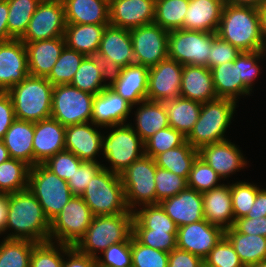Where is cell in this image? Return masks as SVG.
Listing matches in <instances>:
<instances>
[{"instance_id":"1","label":"cell","mask_w":266,"mask_h":267,"mask_svg":"<svg viewBox=\"0 0 266 267\" xmlns=\"http://www.w3.org/2000/svg\"><path fill=\"white\" fill-rule=\"evenodd\" d=\"M8 229L12 232L7 239L49 241L50 221L29 189L8 194V219L2 234Z\"/></svg>"},{"instance_id":"2","label":"cell","mask_w":266,"mask_h":267,"mask_svg":"<svg viewBox=\"0 0 266 267\" xmlns=\"http://www.w3.org/2000/svg\"><path fill=\"white\" fill-rule=\"evenodd\" d=\"M216 34L240 51H261L264 40L259 9L224 3Z\"/></svg>"},{"instance_id":"3","label":"cell","mask_w":266,"mask_h":267,"mask_svg":"<svg viewBox=\"0 0 266 267\" xmlns=\"http://www.w3.org/2000/svg\"><path fill=\"white\" fill-rule=\"evenodd\" d=\"M133 219V213L94 216L85 235L74 247L83 254L98 258L109 245L131 241Z\"/></svg>"},{"instance_id":"4","label":"cell","mask_w":266,"mask_h":267,"mask_svg":"<svg viewBox=\"0 0 266 267\" xmlns=\"http://www.w3.org/2000/svg\"><path fill=\"white\" fill-rule=\"evenodd\" d=\"M53 87L46 77L31 75L11 87L7 93L13 102L15 118L30 122L50 118Z\"/></svg>"},{"instance_id":"5","label":"cell","mask_w":266,"mask_h":267,"mask_svg":"<svg viewBox=\"0 0 266 267\" xmlns=\"http://www.w3.org/2000/svg\"><path fill=\"white\" fill-rule=\"evenodd\" d=\"M237 102L228 98H217L202 104L199 117L186 141L195 149L227 140L224 134L233 119Z\"/></svg>"},{"instance_id":"6","label":"cell","mask_w":266,"mask_h":267,"mask_svg":"<svg viewBox=\"0 0 266 267\" xmlns=\"http://www.w3.org/2000/svg\"><path fill=\"white\" fill-rule=\"evenodd\" d=\"M94 216L133 213L129 210L121 176L102 168L81 196Z\"/></svg>"},{"instance_id":"7","label":"cell","mask_w":266,"mask_h":267,"mask_svg":"<svg viewBox=\"0 0 266 267\" xmlns=\"http://www.w3.org/2000/svg\"><path fill=\"white\" fill-rule=\"evenodd\" d=\"M112 129L102 138V155L111 166L103 168L121 174L144 153V142L135 132L132 123L108 127ZM116 128V129H115Z\"/></svg>"},{"instance_id":"8","label":"cell","mask_w":266,"mask_h":267,"mask_svg":"<svg viewBox=\"0 0 266 267\" xmlns=\"http://www.w3.org/2000/svg\"><path fill=\"white\" fill-rule=\"evenodd\" d=\"M28 189L39 201L44 214L51 222L73 196L68 182L59 178L44 164L29 169Z\"/></svg>"},{"instance_id":"9","label":"cell","mask_w":266,"mask_h":267,"mask_svg":"<svg viewBox=\"0 0 266 267\" xmlns=\"http://www.w3.org/2000/svg\"><path fill=\"white\" fill-rule=\"evenodd\" d=\"M156 167L154 159L144 154L120 174L130 211L156 204Z\"/></svg>"},{"instance_id":"10","label":"cell","mask_w":266,"mask_h":267,"mask_svg":"<svg viewBox=\"0 0 266 267\" xmlns=\"http://www.w3.org/2000/svg\"><path fill=\"white\" fill-rule=\"evenodd\" d=\"M93 217L83 198L72 196L62 211L50 222L49 241L75 246L85 235Z\"/></svg>"},{"instance_id":"11","label":"cell","mask_w":266,"mask_h":267,"mask_svg":"<svg viewBox=\"0 0 266 267\" xmlns=\"http://www.w3.org/2000/svg\"><path fill=\"white\" fill-rule=\"evenodd\" d=\"M94 96L70 84L55 85L51 117L64 126L91 122Z\"/></svg>"},{"instance_id":"12","label":"cell","mask_w":266,"mask_h":267,"mask_svg":"<svg viewBox=\"0 0 266 267\" xmlns=\"http://www.w3.org/2000/svg\"><path fill=\"white\" fill-rule=\"evenodd\" d=\"M216 33L177 29L169 31L168 57L181 65L208 67V57Z\"/></svg>"},{"instance_id":"13","label":"cell","mask_w":266,"mask_h":267,"mask_svg":"<svg viewBox=\"0 0 266 267\" xmlns=\"http://www.w3.org/2000/svg\"><path fill=\"white\" fill-rule=\"evenodd\" d=\"M135 64L157 65L168 57L169 31L155 23L130 30Z\"/></svg>"},{"instance_id":"14","label":"cell","mask_w":266,"mask_h":267,"mask_svg":"<svg viewBox=\"0 0 266 267\" xmlns=\"http://www.w3.org/2000/svg\"><path fill=\"white\" fill-rule=\"evenodd\" d=\"M65 28L66 21L62 0H42L20 40L22 42H35L64 37Z\"/></svg>"},{"instance_id":"15","label":"cell","mask_w":266,"mask_h":267,"mask_svg":"<svg viewBox=\"0 0 266 267\" xmlns=\"http://www.w3.org/2000/svg\"><path fill=\"white\" fill-rule=\"evenodd\" d=\"M96 56L109 73L135 64L130 30L107 25Z\"/></svg>"},{"instance_id":"16","label":"cell","mask_w":266,"mask_h":267,"mask_svg":"<svg viewBox=\"0 0 266 267\" xmlns=\"http://www.w3.org/2000/svg\"><path fill=\"white\" fill-rule=\"evenodd\" d=\"M183 65L167 57L149 68L147 100L165 102L181 97Z\"/></svg>"},{"instance_id":"17","label":"cell","mask_w":266,"mask_h":267,"mask_svg":"<svg viewBox=\"0 0 266 267\" xmlns=\"http://www.w3.org/2000/svg\"><path fill=\"white\" fill-rule=\"evenodd\" d=\"M224 230L205 219L178 228L177 248L193 253L201 259L216 246L224 236Z\"/></svg>"},{"instance_id":"18","label":"cell","mask_w":266,"mask_h":267,"mask_svg":"<svg viewBox=\"0 0 266 267\" xmlns=\"http://www.w3.org/2000/svg\"><path fill=\"white\" fill-rule=\"evenodd\" d=\"M148 74L147 66L129 65L109 74V87L133 109L138 103L147 100Z\"/></svg>"},{"instance_id":"19","label":"cell","mask_w":266,"mask_h":267,"mask_svg":"<svg viewBox=\"0 0 266 267\" xmlns=\"http://www.w3.org/2000/svg\"><path fill=\"white\" fill-rule=\"evenodd\" d=\"M25 44L20 39L0 43V92H7L29 76Z\"/></svg>"},{"instance_id":"20","label":"cell","mask_w":266,"mask_h":267,"mask_svg":"<svg viewBox=\"0 0 266 267\" xmlns=\"http://www.w3.org/2000/svg\"><path fill=\"white\" fill-rule=\"evenodd\" d=\"M154 19L155 0H109L110 25L131 30Z\"/></svg>"},{"instance_id":"21","label":"cell","mask_w":266,"mask_h":267,"mask_svg":"<svg viewBox=\"0 0 266 267\" xmlns=\"http://www.w3.org/2000/svg\"><path fill=\"white\" fill-rule=\"evenodd\" d=\"M198 156L213 168L222 180L247 165L239 147L228 139L202 146L198 150Z\"/></svg>"},{"instance_id":"22","label":"cell","mask_w":266,"mask_h":267,"mask_svg":"<svg viewBox=\"0 0 266 267\" xmlns=\"http://www.w3.org/2000/svg\"><path fill=\"white\" fill-rule=\"evenodd\" d=\"M96 127L100 126L93 122L66 126L65 150L72 152L82 161L98 162L96 156L102 152L104 134Z\"/></svg>"},{"instance_id":"23","label":"cell","mask_w":266,"mask_h":267,"mask_svg":"<svg viewBox=\"0 0 266 267\" xmlns=\"http://www.w3.org/2000/svg\"><path fill=\"white\" fill-rule=\"evenodd\" d=\"M132 106L109 86L93 99L91 122L102 127L126 124Z\"/></svg>"},{"instance_id":"24","label":"cell","mask_w":266,"mask_h":267,"mask_svg":"<svg viewBox=\"0 0 266 267\" xmlns=\"http://www.w3.org/2000/svg\"><path fill=\"white\" fill-rule=\"evenodd\" d=\"M65 130L66 126L52 117L34 122V166L65 150Z\"/></svg>"},{"instance_id":"25","label":"cell","mask_w":266,"mask_h":267,"mask_svg":"<svg viewBox=\"0 0 266 267\" xmlns=\"http://www.w3.org/2000/svg\"><path fill=\"white\" fill-rule=\"evenodd\" d=\"M159 204L178 228L204 219L202 193L189 187Z\"/></svg>"},{"instance_id":"26","label":"cell","mask_w":266,"mask_h":267,"mask_svg":"<svg viewBox=\"0 0 266 267\" xmlns=\"http://www.w3.org/2000/svg\"><path fill=\"white\" fill-rule=\"evenodd\" d=\"M23 43L27 52L29 74L35 77H47L65 47L64 37Z\"/></svg>"},{"instance_id":"27","label":"cell","mask_w":266,"mask_h":267,"mask_svg":"<svg viewBox=\"0 0 266 267\" xmlns=\"http://www.w3.org/2000/svg\"><path fill=\"white\" fill-rule=\"evenodd\" d=\"M204 219L224 231L234 225L230 185L223 184L202 193Z\"/></svg>"},{"instance_id":"28","label":"cell","mask_w":266,"mask_h":267,"mask_svg":"<svg viewBox=\"0 0 266 267\" xmlns=\"http://www.w3.org/2000/svg\"><path fill=\"white\" fill-rule=\"evenodd\" d=\"M181 97L202 104L217 99L211 70L205 66L184 65Z\"/></svg>"},{"instance_id":"29","label":"cell","mask_w":266,"mask_h":267,"mask_svg":"<svg viewBox=\"0 0 266 267\" xmlns=\"http://www.w3.org/2000/svg\"><path fill=\"white\" fill-rule=\"evenodd\" d=\"M224 0H189L183 29L216 33Z\"/></svg>"},{"instance_id":"30","label":"cell","mask_w":266,"mask_h":267,"mask_svg":"<svg viewBox=\"0 0 266 267\" xmlns=\"http://www.w3.org/2000/svg\"><path fill=\"white\" fill-rule=\"evenodd\" d=\"M34 122L16 119L2 138L10 158L24 161L34 166Z\"/></svg>"},{"instance_id":"31","label":"cell","mask_w":266,"mask_h":267,"mask_svg":"<svg viewBox=\"0 0 266 267\" xmlns=\"http://www.w3.org/2000/svg\"><path fill=\"white\" fill-rule=\"evenodd\" d=\"M66 24H110L109 0H62Z\"/></svg>"},{"instance_id":"32","label":"cell","mask_w":266,"mask_h":267,"mask_svg":"<svg viewBox=\"0 0 266 267\" xmlns=\"http://www.w3.org/2000/svg\"><path fill=\"white\" fill-rule=\"evenodd\" d=\"M107 25L109 24H66L65 45L85 56H96Z\"/></svg>"},{"instance_id":"33","label":"cell","mask_w":266,"mask_h":267,"mask_svg":"<svg viewBox=\"0 0 266 267\" xmlns=\"http://www.w3.org/2000/svg\"><path fill=\"white\" fill-rule=\"evenodd\" d=\"M135 111V126L133 129L145 142L159 130L169 127L168 115L164 102L145 100L138 103Z\"/></svg>"},{"instance_id":"34","label":"cell","mask_w":266,"mask_h":267,"mask_svg":"<svg viewBox=\"0 0 266 267\" xmlns=\"http://www.w3.org/2000/svg\"><path fill=\"white\" fill-rule=\"evenodd\" d=\"M109 74L97 56H86L74 74L70 85L96 95L109 86V83H106L109 81Z\"/></svg>"},{"instance_id":"35","label":"cell","mask_w":266,"mask_h":267,"mask_svg":"<svg viewBox=\"0 0 266 267\" xmlns=\"http://www.w3.org/2000/svg\"><path fill=\"white\" fill-rule=\"evenodd\" d=\"M224 236L230 241L244 267L266 260V237L242 234L233 226L225 230Z\"/></svg>"},{"instance_id":"36","label":"cell","mask_w":266,"mask_h":267,"mask_svg":"<svg viewBox=\"0 0 266 267\" xmlns=\"http://www.w3.org/2000/svg\"><path fill=\"white\" fill-rule=\"evenodd\" d=\"M164 105L168 115L169 126L186 137L198 120L202 103L177 97L165 101Z\"/></svg>"},{"instance_id":"37","label":"cell","mask_w":266,"mask_h":267,"mask_svg":"<svg viewBox=\"0 0 266 267\" xmlns=\"http://www.w3.org/2000/svg\"><path fill=\"white\" fill-rule=\"evenodd\" d=\"M211 73L218 98H228L237 102L239 96L251 94V90L242 81H238L235 60L213 67Z\"/></svg>"},{"instance_id":"38","label":"cell","mask_w":266,"mask_h":267,"mask_svg":"<svg viewBox=\"0 0 266 267\" xmlns=\"http://www.w3.org/2000/svg\"><path fill=\"white\" fill-rule=\"evenodd\" d=\"M197 156L198 150L185 141L182 145L157 155L154 161L157 167L188 179L192 164Z\"/></svg>"},{"instance_id":"39","label":"cell","mask_w":266,"mask_h":267,"mask_svg":"<svg viewBox=\"0 0 266 267\" xmlns=\"http://www.w3.org/2000/svg\"><path fill=\"white\" fill-rule=\"evenodd\" d=\"M133 229H151L160 232H177L175 222L165 213L161 205H144L133 211Z\"/></svg>"},{"instance_id":"40","label":"cell","mask_w":266,"mask_h":267,"mask_svg":"<svg viewBox=\"0 0 266 267\" xmlns=\"http://www.w3.org/2000/svg\"><path fill=\"white\" fill-rule=\"evenodd\" d=\"M30 166L22 160L9 158L0 164V194L28 189Z\"/></svg>"},{"instance_id":"41","label":"cell","mask_w":266,"mask_h":267,"mask_svg":"<svg viewBox=\"0 0 266 267\" xmlns=\"http://www.w3.org/2000/svg\"><path fill=\"white\" fill-rule=\"evenodd\" d=\"M189 0H155L154 23L167 31L183 29Z\"/></svg>"},{"instance_id":"42","label":"cell","mask_w":266,"mask_h":267,"mask_svg":"<svg viewBox=\"0 0 266 267\" xmlns=\"http://www.w3.org/2000/svg\"><path fill=\"white\" fill-rule=\"evenodd\" d=\"M42 0H7L9 6L8 32L14 39H20L26 32L29 21Z\"/></svg>"},{"instance_id":"43","label":"cell","mask_w":266,"mask_h":267,"mask_svg":"<svg viewBox=\"0 0 266 267\" xmlns=\"http://www.w3.org/2000/svg\"><path fill=\"white\" fill-rule=\"evenodd\" d=\"M35 242L3 238L0 243V267H30Z\"/></svg>"},{"instance_id":"44","label":"cell","mask_w":266,"mask_h":267,"mask_svg":"<svg viewBox=\"0 0 266 267\" xmlns=\"http://www.w3.org/2000/svg\"><path fill=\"white\" fill-rule=\"evenodd\" d=\"M86 56L65 45L50 74L46 77L53 85L70 84Z\"/></svg>"},{"instance_id":"45","label":"cell","mask_w":266,"mask_h":267,"mask_svg":"<svg viewBox=\"0 0 266 267\" xmlns=\"http://www.w3.org/2000/svg\"><path fill=\"white\" fill-rule=\"evenodd\" d=\"M70 247L52 241L36 243L33 246L30 267H62L65 252Z\"/></svg>"},{"instance_id":"46","label":"cell","mask_w":266,"mask_h":267,"mask_svg":"<svg viewBox=\"0 0 266 267\" xmlns=\"http://www.w3.org/2000/svg\"><path fill=\"white\" fill-rule=\"evenodd\" d=\"M222 178L199 156L194 160L187 179L189 188L204 193L222 184L218 182Z\"/></svg>"},{"instance_id":"47","label":"cell","mask_w":266,"mask_h":267,"mask_svg":"<svg viewBox=\"0 0 266 267\" xmlns=\"http://www.w3.org/2000/svg\"><path fill=\"white\" fill-rule=\"evenodd\" d=\"M186 141V137L172 127L159 130L144 142V153L153 159L167 150L176 148Z\"/></svg>"},{"instance_id":"48","label":"cell","mask_w":266,"mask_h":267,"mask_svg":"<svg viewBox=\"0 0 266 267\" xmlns=\"http://www.w3.org/2000/svg\"><path fill=\"white\" fill-rule=\"evenodd\" d=\"M260 188L250 182L230 184L234 220L246 217L250 212Z\"/></svg>"},{"instance_id":"49","label":"cell","mask_w":266,"mask_h":267,"mask_svg":"<svg viewBox=\"0 0 266 267\" xmlns=\"http://www.w3.org/2000/svg\"><path fill=\"white\" fill-rule=\"evenodd\" d=\"M132 267H168L169 253L153 249L131 237Z\"/></svg>"},{"instance_id":"50","label":"cell","mask_w":266,"mask_h":267,"mask_svg":"<svg viewBox=\"0 0 266 267\" xmlns=\"http://www.w3.org/2000/svg\"><path fill=\"white\" fill-rule=\"evenodd\" d=\"M155 186L156 204L188 187L186 178L159 167H156Z\"/></svg>"},{"instance_id":"51","label":"cell","mask_w":266,"mask_h":267,"mask_svg":"<svg viewBox=\"0 0 266 267\" xmlns=\"http://www.w3.org/2000/svg\"><path fill=\"white\" fill-rule=\"evenodd\" d=\"M263 51H241L235 59V66H237L238 81H242L252 92L253 82L258 78L260 73V66L258 65L260 59H263Z\"/></svg>"},{"instance_id":"52","label":"cell","mask_w":266,"mask_h":267,"mask_svg":"<svg viewBox=\"0 0 266 267\" xmlns=\"http://www.w3.org/2000/svg\"><path fill=\"white\" fill-rule=\"evenodd\" d=\"M204 267H244L230 241L223 236L204 258Z\"/></svg>"},{"instance_id":"53","label":"cell","mask_w":266,"mask_h":267,"mask_svg":"<svg viewBox=\"0 0 266 267\" xmlns=\"http://www.w3.org/2000/svg\"><path fill=\"white\" fill-rule=\"evenodd\" d=\"M140 243L153 249L170 253L177 247V232H160L151 229H133L132 234Z\"/></svg>"},{"instance_id":"54","label":"cell","mask_w":266,"mask_h":267,"mask_svg":"<svg viewBox=\"0 0 266 267\" xmlns=\"http://www.w3.org/2000/svg\"><path fill=\"white\" fill-rule=\"evenodd\" d=\"M98 256V267H132L131 241L111 244Z\"/></svg>"},{"instance_id":"55","label":"cell","mask_w":266,"mask_h":267,"mask_svg":"<svg viewBox=\"0 0 266 267\" xmlns=\"http://www.w3.org/2000/svg\"><path fill=\"white\" fill-rule=\"evenodd\" d=\"M82 162L83 161L72 152L63 150L50 157L43 164L59 178L68 181Z\"/></svg>"},{"instance_id":"56","label":"cell","mask_w":266,"mask_h":267,"mask_svg":"<svg viewBox=\"0 0 266 267\" xmlns=\"http://www.w3.org/2000/svg\"><path fill=\"white\" fill-rule=\"evenodd\" d=\"M103 168L99 162L83 161L67 181L73 196H82L92 178Z\"/></svg>"},{"instance_id":"57","label":"cell","mask_w":266,"mask_h":267,"mask_svg":"<svg viewBox=\"0 0 266 267\" xmlns=\"http://www.w3.org/2000/svg\"><path fill=\"white\" fill-rule=\"evenodd\" d=\"M240 53L238 48L216 36L212 41L208 68L211 70L213 67L226 62H233Z\"/></svg>"},{"instance_id":"58","label":"cell","mask_w":266,"mask_h":267,"mask_svg":"<svg viewBox=\"0 0 266 267\" xmlns=\"http://www.w3.org/2000/svg\"><path fill=\"white\" fill-rule=\"evenodd\" d=\"M233 227L242 234L266 237V216L255 218L242 217L234 221Z\"/></svg>"},{"instance_id":"59","label":"cell","mask_w":266,"mask_h":267,"mask_svg":"<svg viewBox=\"0 0 266 267\" xmlns=\"http://www.w3.org/2000/svg\"><path fill=\"white\" fill-rule=\"evenodd\" d=\"M168 267H204V262L199 256L176 247L169 253Z\"/></svg>"},{"instance_id":"60","label":"cell","mask_w":266,"mask_h":267,"mask_svg":"<svg viewBox=\"0 0 266 267\" xmlns=\"http://www.w3.org/2000/svg\"><path fill=\"white\" fill-rule=\"evenodd\" d=\"M16 120L13 102L7 92H0V140Z\"/></svg>"},{"instance_id":"61","label":"cell","mask_w":266,"mask_h":267,"mask_svg":"<svg viewBox=\"0 0 266 267\" xmlns=\"http://www.w3.org/2000/svg\"><path fill=\"white\" fill-rule=\"evenodd\" d=\"M65 256L62 267H98L97 258L81 253L74 246L65 252Z\"/></svg>"},{"instance_id":"62","label":"cell","mask_w":266,"mask_h":267,"mask_svg":"<svg viewBox=\"0 0 266 267\" xmlns=\"http://www.w3.org/2000/svg\"><path fill=\"white\" fill-rule=\"evenodd\" d=\"M266 216V189L260 188L257 192L256 199L246 215L247 218Z\"/></svg>"},{"instance_id":"63","label":"cell","mask_w":266,"mask_h":267,"mask_svg":"<svg viewBox=\"0 0 266 267\" xmlns=\"http://www.w3.org/2000/svg\"><path fill=\"white\" fill-rule=\"evenodd\" d=\"M8 12L9 6L7 0H0V43L14 39L8 32Z\"/></svg>"},{"instance_id":"64","label":"cell","mask_w":266,"mask_h":267,"mask_svg":"<svg viewBox=\"0 0 266 267\" xmlns=\"http://www.w3.org/2000/svg\"><path fill=\"white\" fill-rule=\"evenodd\" d=\"M8 219V194H0V234L5 231Z\"/></svg>"},{"instance_id":"65","label":"cell","mask_w":266,"mask_h":267,"mask_svg":"<svg viewBox=\"0 0 266 267\" xmlns=\"http://www.w3.org/2000/svg\"><path fill=\"white\" fill-rule=\"evenodd\" d=\"M266 0H224V3L234 6H251L260 8Z\"/></svg>"},{"instance_id":"66","label":"cell","mask_w":266,"mask_h":267,"mask_svg":"<svg viewBox=\"0 0 266 267\" xmlns=\"http://www.w3.org/2000/svg\"><path fill=\"white\" fill-rule=\"evenodd\" d=\"M261 19V32L263 40H266V2L259 8Z\"/></svg>"},{"instance_id":"67","label":"cell","mask_w":266,"mask_h":267,"mask_svg":"<svg viewBox=\"0 0 266 267\" xmlns=\"http://www.w3.org/2000/svg\"><path fill=\"white\" fill-rule=\"evenodd\" d=\"M10 158L8 150L4 145L3 141L0 140V164L7 161Z\"/></svg>"},{"instance_id":"68","label":"cell","mask_w":266,"mask_h":267,"mask_svg":"<svg viewBox=\"0 0 266 267\" xmlns=\"http://www.w3.org/2000/svg\"><path fill=\"white\" fill-rule=\"evenodd\" d=\"M250 267H266V260L261 261L255 265L250 266Z\"/></svg>"},{"instance_id":"69","label":"cell","mask_w":266,"mask_h":267,"mask_svg":"<svg viewBox=\"0 0 266 267\" xmlns=\"http://www.w3.org/2000/svg\"><path fill=\"white\" fill-rule=\"evenodd\" d=\"M262 51H263V54L265 56V54H266V40L264 41Z\"/></svg>"}]
</instances>
